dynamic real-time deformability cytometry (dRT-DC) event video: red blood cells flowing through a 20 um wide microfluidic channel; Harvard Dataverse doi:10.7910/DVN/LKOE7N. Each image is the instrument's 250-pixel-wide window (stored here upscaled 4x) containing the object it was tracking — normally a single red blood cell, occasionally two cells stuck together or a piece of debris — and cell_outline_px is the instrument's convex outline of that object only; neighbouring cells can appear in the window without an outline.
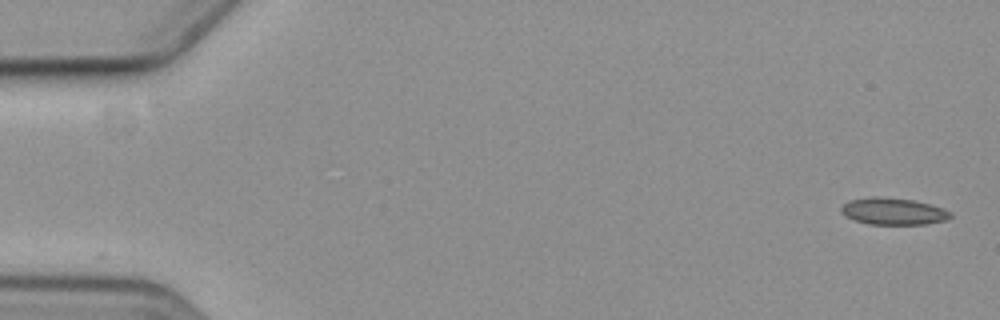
{"species": "common noctule bat (a hibernating species)", "species_latin": "Nyctalus noctula", "temperature_condition": "cold", "stored_images_in_passage": 2, "camera_frame_rate_fps": 3000, "um_per_image_px": 0.085, "animal": {"sex": "female", "body_mass_g": 19.3, "forearm_length_mm": 54.1}, "frame": {"image": 1, "passage_image": 2, "time_ms": 1.0, "image_size_px": [1000, 320], "cell_outline_px": [[952, 216], [948, 220], [924, 224], [868, 224], [844, 216], [840, 212], [840, 208], [848, 200], [872, 196], [912, 200], [944, 208], [952, 212]], "centroid_in_image_um": [75.92, 17.96], "position_along_channel_um": 9.1, "area_um2": 17.11}}